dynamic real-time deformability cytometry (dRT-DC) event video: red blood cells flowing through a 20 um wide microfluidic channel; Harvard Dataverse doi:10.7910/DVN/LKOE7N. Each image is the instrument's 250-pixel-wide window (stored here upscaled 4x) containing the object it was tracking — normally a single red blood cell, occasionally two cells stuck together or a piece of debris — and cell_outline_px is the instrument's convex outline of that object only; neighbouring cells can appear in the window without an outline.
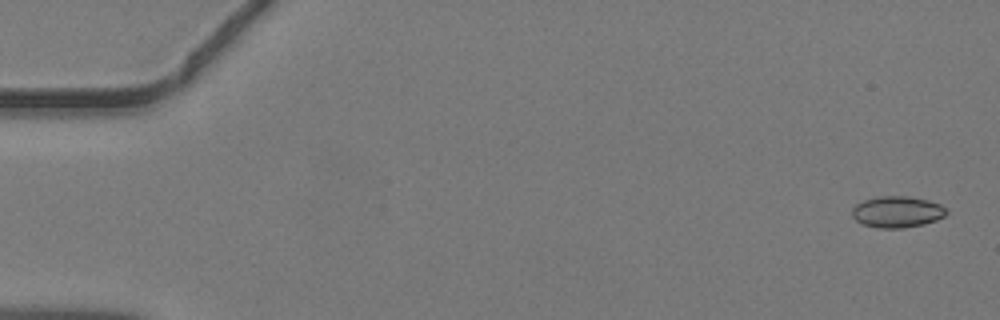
{"species": "common noctule bat (a hibernating species)", "species_latin": "Nyctalus noctula", "temperature_condition": "warm", "stored_images_in_passage": 47, "camera_frame_rate_fps": 3000, "um_per_image_px": 0.085, "animal": {"sex": "male", "body_mass_g": 19.2, "forearm_length_mm": 51.8}, "frame": {"image": 1, "passage_image": 2, "time_ms": 0.333, "image_size_px": [1000, 320], "cell_outline_px": [[948, 212], [944, 216], [936, 220], [924, 224], [904, 228], [876, 228], [864, 224], [856, 220], [852, 216], [852, 208], [856, 204], [864, 200], [880, 196], [908, 196], [928, 200], [940, 204]], "centroid_in_image_um": [76.25, 18.01], "position_along_channel_um": 8.7, "area_um2": 17.22}}
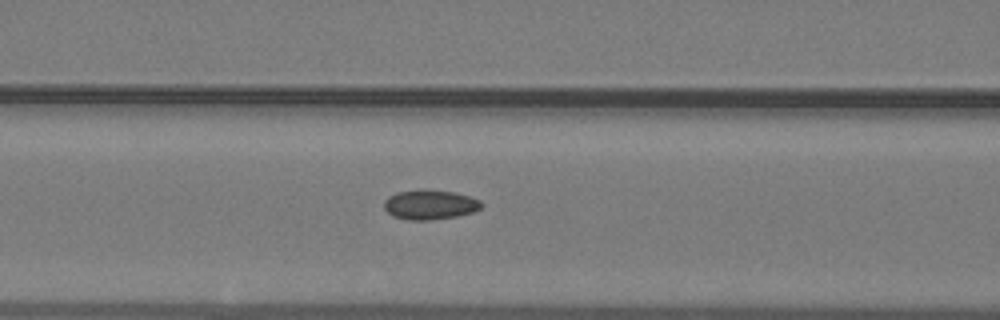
{"frame": {"image": 2, "passage_image": 20, "time_ms": 6.333, "image_size_px": [1000, 320], "cell_outline_px": [[484, 204], [480, 208], [472, 212], [456, 216], [428, 220], [408, 220], [392, 216], [384, 208], [384, 200], [388, 196], [396, 192], [424, 188], [456, 192], [480, 200]], "centroid_in_image_um": [36.52, 17.37], "position_along_channel_um": 130.1, "area_um2": 17.05}}
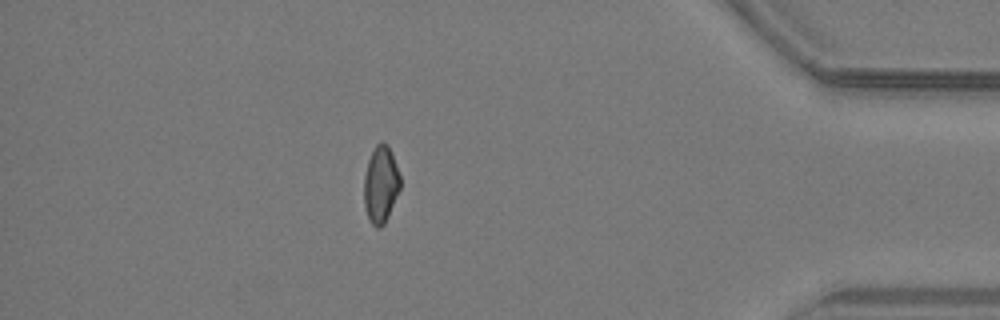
{"frame": {"image": 3, "passage_image": 41, "time_ms": 13.333, "image_size_px": [1000, 320], "cell_outline_px": [[400, 188], [388, 216], [384, 224], [380, 228], [376, 228], [368, 220], [364, 204], [364, 176], [368, 160], [376, 144], [380, 140], [388, 144], [400, 176]], "centroid_in_image_um": [32.35, 15.68], "position_along_channel_um": 402.9, "area_um2": 16.24}}